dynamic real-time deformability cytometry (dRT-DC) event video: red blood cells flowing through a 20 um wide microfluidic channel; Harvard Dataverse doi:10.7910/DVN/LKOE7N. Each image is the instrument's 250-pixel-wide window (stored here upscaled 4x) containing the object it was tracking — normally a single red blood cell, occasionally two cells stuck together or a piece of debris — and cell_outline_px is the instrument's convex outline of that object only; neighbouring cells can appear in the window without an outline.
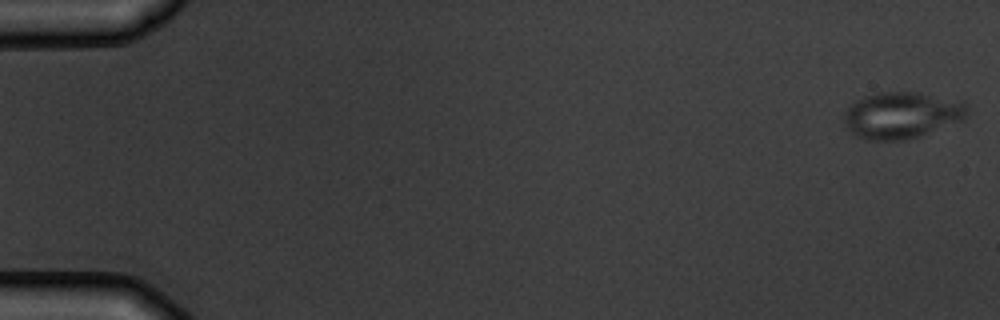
{"species": "common noctule bat (a hibernating species)", "species_latin": "Nyctalus noctula", "temperature_condition": "warm", "stored_images_in_passage": 6, "camera_frame_rate_fps": 3000, "um_per_image_px": 0.085, "animal": {"sex": "male", "body_mass_g": 19.5, "forearm_length_mm": 54.6}, "frame": {"image": 1, "passage_image": 1, "time_ms": 0.0, "image_size_px": [1000, 320], "cell_outline_px": [[968, 112], [964, 120], [920, 136], [904, 140], [864, 140], [856, 136], [848, 128], [844, 120], [844, 116], [848, 108], [856, 100], [864, 96], [876, 92], [920, 92], [964, 100], [968, 108]], "centroid_in_image_um": [76.7, 9.78], "position_along_channel_um": 8.3, "area_um2": 33.81}}